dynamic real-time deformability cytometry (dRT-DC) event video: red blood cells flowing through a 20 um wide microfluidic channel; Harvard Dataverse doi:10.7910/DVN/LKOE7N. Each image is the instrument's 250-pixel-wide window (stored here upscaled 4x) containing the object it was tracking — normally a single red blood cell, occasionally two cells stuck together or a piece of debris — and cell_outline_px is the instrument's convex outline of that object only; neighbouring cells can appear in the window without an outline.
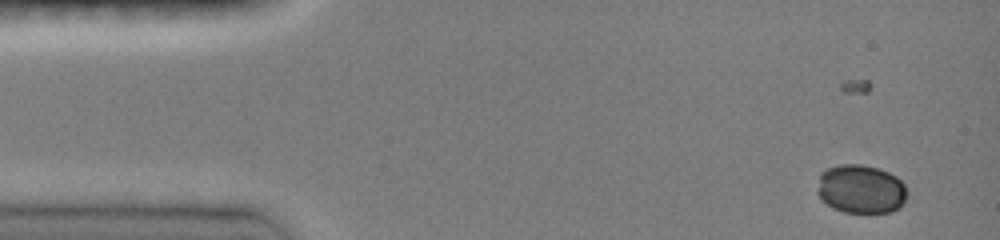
{"species": "common noctule bat (a hibernating species)", "species_latin": "Nyctalus noctula", "temperature_condition": "room temperature", "stored_images_in_passage": 45, "camera_frame_rate_fps": 3000, "um_per_image_px": 0.085, "animal": {"sex": "female", "body_mass_g": 19.0, "forearm_length_mm": 51.5}, "frame": {"image": 1, "passage_image": 5, "time_ms": 1.333, "image_size_px": [1000, 240], "cell_outline_px": [[908, 192], [904, 200], [892, 212], [844, 212], [832, 208], [816, 192], [820, 172], [828, 168], [840, 164], [860, 164], [876, 168], [888, 172], [896, 176], [904, 184]], "centroid_in_image_um": [73.15, 16.06], "position_along_channel_um": 11.8, "area_um2": 25.37}}